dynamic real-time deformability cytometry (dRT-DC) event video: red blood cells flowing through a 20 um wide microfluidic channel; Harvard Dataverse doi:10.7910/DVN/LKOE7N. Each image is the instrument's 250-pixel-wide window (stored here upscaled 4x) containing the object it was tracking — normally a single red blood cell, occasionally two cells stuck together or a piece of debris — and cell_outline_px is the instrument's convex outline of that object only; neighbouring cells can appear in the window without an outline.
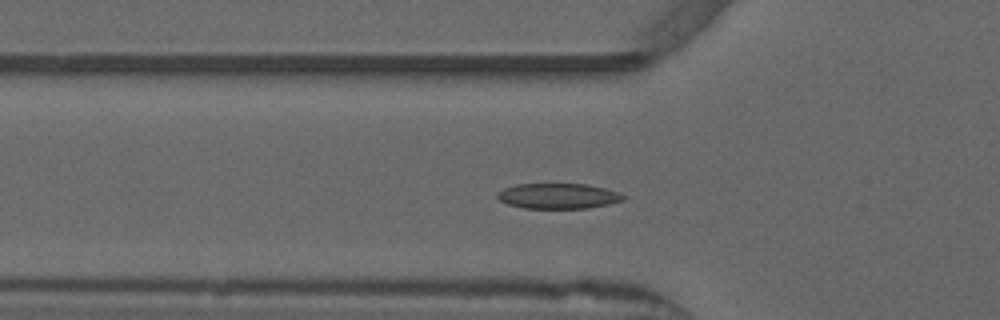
{"species": "common noctule bat (a hibernating species)", "species_latin": "Nyctalus noctula", "temperature_condition": "warm", "stored_images_in_passage": 50, "camera_frame_rate_fps": 3000, "um_per_image_px": 0.085, "animal": {"sex": "male", "forearm_length_mm": 52.5}, "frame": {"image": 1, "passage_image": 15, "time_ms": 4.667, "image_size_px": [1000, 320], "cell_outline_px": [[624, 200], [608, 204], [588, 208], [524, 208], [508, 204], [500, 200], [496, 196], [496, 192], [504, 188], [516, 184], [588, 184], [620, 192], [624, 196]], "centroid_in_image_um": [47.43, 16.65], "position_along_channel_um": 78.4, "area_um2": 18.61}, "authors_computed_cell_mechanics": {"area_um2": 18.3226, "velocity_mm_per_s": 3.8482, "shape_relaxation_time_tau1_ms": 4.5637, "shape_relaxation_time_tau2_ms": 3.4785, "deformation_change_tau1": 0.1317, "deformation_change_tau2": 0.0965}}